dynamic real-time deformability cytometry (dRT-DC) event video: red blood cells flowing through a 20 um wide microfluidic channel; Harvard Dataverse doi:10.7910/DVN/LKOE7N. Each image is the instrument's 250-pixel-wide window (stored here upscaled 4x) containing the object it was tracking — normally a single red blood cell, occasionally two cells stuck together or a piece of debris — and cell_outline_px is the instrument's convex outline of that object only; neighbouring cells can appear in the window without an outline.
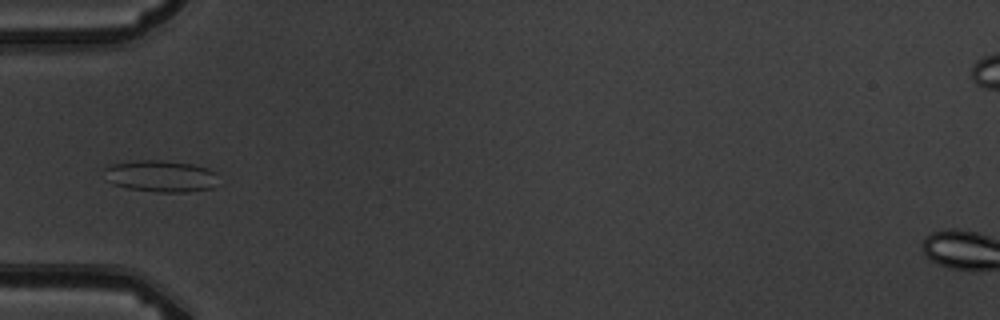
{"species": "common noctule bat (a hibernating species)", "species_latin": "Nyctalus noctula", "temperature_condition": "warm", "stored_images_in_passage": 12, "camera_frame_rate_fps": 3000, "um_per_image_px": 0.085, "animal": {"sex": "male", "body_mass_g": 19.5, "forearm_length_mm": 54.6}, "frame": {"image": 1, "passage_image": 6, "time_ms": 5.667, "image_size_px": [1000, 320], "cell_outline_px": [[220, 184], [212, 188], [188, 192], [156, 192], [128, 188], [112, 184], [108, 180], [104, 168], [112, 164], [136, 160], [160, 160], [192, 164], [208, 168], [216, 172]], "centroid_in_image_um": [13.73, 14.98], "position_along_channel_um": 71.3, "area_um2": 21.27}}
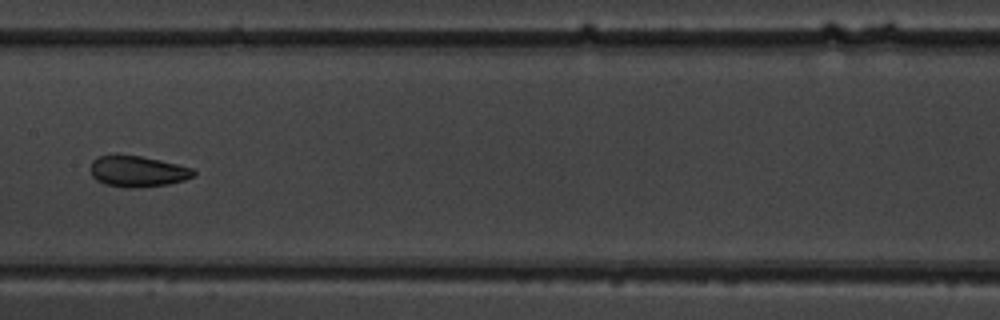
{"frame": {"image": 2, "passage_image": 9, "time_ms": 9.0, "image_size_px": [1000, 320], "cell_outline_px": [[196, 172], [192, 176], [184, 180], [168, 184], [128, 188], [104, 184], [96, 180], [92, 176], [88, 168], [92, 160], [100, 156], [112, 152], [116, 152], [140, 156], [160, 160], [192, 168]], "centroid_in_image_um": [11.6, 14.53], "position_along_channel_um": 195.8, "area_um2": 19.02}}
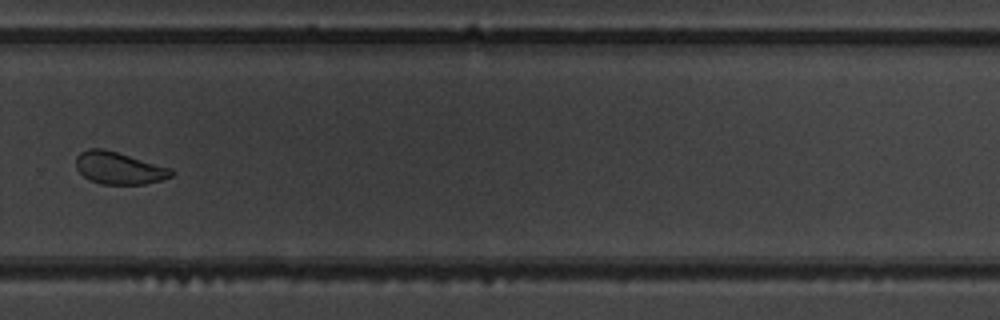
{"frame": {"image": 3, "passage_image": 12, "time_ms": 12.333, "image_size_px": [1000, 320], "cell_outline_px": [[176, 172], [172, 176], [160, 180], [144, 184], [100, 184], [88, 180], [76, 168], [76, 156], [80, 152], [88, 148], [104, 148], [172, 168]], "centroid_in_image_um": [10.11, 14.28], "position_along_channel_um": 319.7, "area_um2": 18.09}}